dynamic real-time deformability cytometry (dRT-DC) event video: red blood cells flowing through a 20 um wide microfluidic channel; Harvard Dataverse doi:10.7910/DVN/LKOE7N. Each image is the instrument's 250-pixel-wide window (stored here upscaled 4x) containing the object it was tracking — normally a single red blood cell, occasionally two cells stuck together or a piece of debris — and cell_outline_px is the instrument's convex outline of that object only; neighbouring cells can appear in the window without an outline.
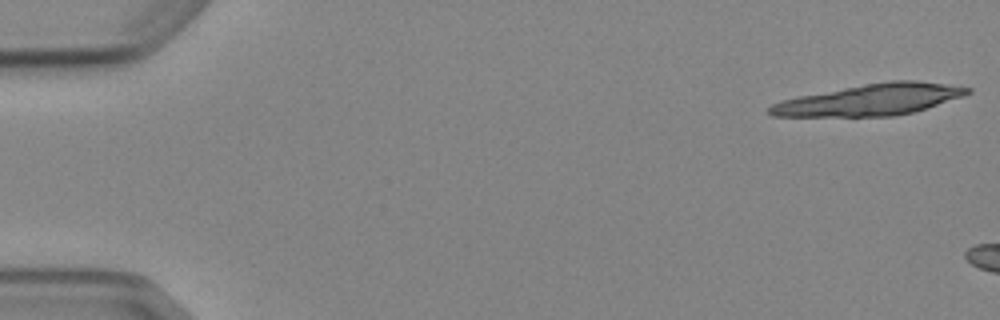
{"species": "Egyptian fruit bat (a non-hibernating species)", "species_latin": "Rousettus aegyptiacus", "temperature_condition": "cold", "stored_images_in_passage": 3, "camera_frame_rate_fps": 3000, "um_per_image_px": 0.085, "animal": {"sex": "female"}, "frame": {"image": 1, "passage_image": 1, "time_ms": 0.0, "image_size_px": [1000, 320], "cell_outline_px": [[972, 92], [964, 96], [912, 112], [896, 116], [772, 116], [764, 108], [780, 100], [800, 96], [844, 88], [892, 80], [916, 80], [972, 88]], "centroid_in_image_um": [73.96, 8.48], "position_along_channel_um": 11.0, "area_um2": 35.66}}